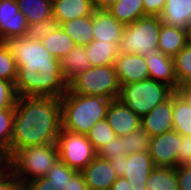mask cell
Listing matches in <instances>:
<instances>
[{
  "mask_svg": "<svg viewBox=\"0 0 191 190\" xmlns=\"http://www.w3.org/2000/svg\"><path fill=\"white\" fill-rule=\"evenodd\" d=\"M4 42L17 63L15 89L18 97H61L68 90L59 60L40 40L19 36Z\"/></svg>",
  "mask_w": 191,
  "mask_h": 190,
  "instance_id": "obj_1",
  "label": "cell"
},
{
  "mask_svg": "<svg viewBox=\"0 0 191 190\" xmlns=\"http://www.w3.org/2000/svg\"><path fill=\"white\" fill-rule=\"evenodd\" d=\"M61 128V97H18L8 160L22 148L56 143Z\"/></svg>",
  "mask_w": 191,
  "mask_h": 190,
  "instance_id": "obj_2",
  "label": "cell"
},
{
  "mask_svg": "<svg viewBox=\"0 0 191 190\" xmlns=\"http://www.w3.org/2000/svg\"><path fill=\"white\" fill-rule=\"evenodd\" d=\"M111 100L82 95L69 89L61 96L62 129L87 135L94 124L105 119Z\"/></svg>",
  "mask_w": 191,
  "mask_h": 190,
  "instance_id": "obj_3",
  "label": "cell"
},
{
  "mask_svg": "<svg viewBox=\"0 0 191 190\" xmlns=\"http://www.w3.org/2000/svg\"><path fill=\"white\" fill-rule=\"evenodd\" d=\"M59 160L56 143L37 145L18 150L5 164L24 186L43 177Z\"/></svg>",
  "mask_w": 191,
  "mask_h": 190,
  "instance_id": "obj_4",
  "label": "cell"
},
{
  "mask_svg": "<svg viewBox=\"0 0 191 190\" xmlns=\"http://www.w3.org/2000/svg\"><path fill=\"white\" fill-rule=\"evenodd\" d=\"M162 20L160 16H144L126 25L118 45L119 54L146 57L157 51Z\"/></svg>",
  "mask_w": 191,
  "mask_h": 190,
  "instance_id": "obj_5",
  "label": "cell"
},
{
  "mask_svg": "<svg viewBox=\"0 0 191 190\" xmlns=\"http://www.w3.org/2000/svg\"><path fill=\"white\" fill-rule=\"evenodd\" d=\"M173 92L174 90L165 83L148 78L121 85L118 99L142 118Z\"/></svg>",
  "mask_w": 191,
  "mask_h": 190,
  "instance_id": "obj_6",
  "label": "cell"
},
{
  "mask_svg": "<svg viewBox=\"0 0 191 190\" xmlns=\"http://www.w3.org/2000/svg\"><path fill=\"white\" fill-rule=\"evenodd\" d=\"M120 87L114 64L91 67L68 83V89L73 93L110 100L119 98Z\"/></svg>",
  "mask_w": 191,
  "mask_h": 190,
  "instance_id": "obj_7",
  "label": "cell"
},
{
  "mask_svg": "<svg viewBox=\"0 0 191 190\" xmlns=\"http://www.w3.org/2000/svg\"><path fill=\"white\" fill-rule=\"evenodd\" d=\"M59 160L71 169L81 172L97 156L87 135L66 131L61 128L57 137Z\"/></svg>",
  "mask_w": 191,
  "mask_h": 190,
  "instance_id": "obj_8",
  "label": "cell"
},
{
  "mask_svg": "<svg viewBox=\"0 0 191 190\" xmlns=\"http://www.w3.org/2000/svg\"><path fill=\"white\" fill-rule=\"evenodd\" d=\"M118 177L128 180L132 190L147 189L146 182L155 168L150 153L135 152L127 157L109 160Z\"/></svg>",
  "mask_w": 191,
  "mask_h": 190,
  "instance_id": "obj_9",
  "label": "cell"
},
{
  "mask_svg": "<svg viewBox=\"0 0 191 190\" xmlns=\"http://www.w3.org/2000/svg\"><path fill=\"white\" fill-rule=\"evenodd\" d=\"M181 136L177 131L170 130L151 138L149 153L155 167L178 166Z\"/></svg>",
  "mask_w": 191,
  "mask_h": 190,
  "instance_id": "obj_10",
  "label": "cell"
},
{
  "mask_svg": "<svg viewBox=\"0 0 191 190\" xmlns=\"http://www.w3.org/2000/svg\"><path fill=\"white\" fill-rule=\"evenodd\" d=\"M28 25L15 0H0V41L25 36Z\"/></svg>",
  "mask_w": 191,
  "mask_h": 190,
  "instance_id": "obj_11",
  "label": "cell"
},
{
  "mask_svg": "<svg viewBox=\"0 0 191 190\" xmlns=\"http://www.w3.org/2000/svg\"><path fill=\"white\" fill-rule=\"evenodd\" d=\"M116 136H126L141 128V117L128 108L120 99H112L105 117Z\"/></svg>",
  "mask_w": 191,
  "mask_h": 190,
  "instance_id": "obj_12",
  "label": "cell"
},
{
  "mask_svg": "<svg viewBox=\"0 0 191 190\" xmlns=\"http://www.w3.org/2000/svg\"><path fill=\"white\" fill-rule=\"evenodd\" d=\"M141 127L151 137L173 130V93L141 118Z\"/></svg>",
  "mask_w": 191,
  "mask_h": 190,
  "instance_id": "obj_13",
  "label": "cell"
},
{
  "mask_svg": "<svg viewBox=\"0 0 191 190\" xmlns=\"http://www.w3.org/2000/svg\"><path fill=\"white\" fill-rule=\"evenodd\" d=\"M81 173L88 190H110L118 178L110 161L98 155Z\"/></svg>",
  "mask_w": 191,
  "mask_h": 190,
  "instance_id": "obj_14",
  "label": "cell"
},
{
  "mask_svg": "<svg viewBox=\"0 0 191 190\" xmlns=\"http://www.w3.org/2000/svg\"><path fill=\"white\" fill-rule=\"evenodd\" d=\"M119 84H130L149 78L146 59L138 54H119L114 61Z\"/></svg>",
  "mask_w": 191,
  "mask_h": 190,
  "instance_id": "obj_15",
  "label": "cell"
},
{
  "mask_svg": "<svg viewBox=\"0 0 191 190\" xmlns=\"http://www.w3.org/2000/svg\"><path fill=\"white\" fill-rule=\"evenodd\" d=\"M93 38L102 42L116 43L119 45L125 25L117 21L109 10H94Z\"/></svg>",
  "mask_w": 191,
  "mask_h": 190,
  "instance_id": "obj_16",
  "label": "cell"
},
{
  "mask_svg": "<svg viewBox=\"0 0 191 190\" xmlns=\"http://www.w3.org/2000/svg\"><path fill=\"white\" fill-rule=\"evenodd\" d=\"M145 59L149 71V78L165 83L174 91L179 89V84L174 73L172 57L164 55L160 51H154L148 54Z\"/></svg>",
  "mask_w": 191,
  "mask_h": 190,
  "instance_id": "obj_17",
  "label": "cell"
},
{
  "mask_svg": "<svg viewBox=\"0 0 191 190\" xmlns=\"http://www.w3.org/2000/svg\"><path fill=\"white\" fill-rule=\"evenodd\" d=\"M92 0H56L52 3L53 18L59 23L92 15Z\"/></svg>",
  "mask_w": 191,
  "mask_h": 190,
  "instance_id": "obj_18",
  "label": "cell"
},
{
  "mask_svg": "<svg viewBox=\"0 0 191 190\" xmlns=\"http://www.w3.org/2000/svg\"><path fill=\"white\" fill-rule=\"evenodd\" d=\"M188 30L162 23L157 51L174 57L188 44Z\"/></svg>",
  "mask_w": 191,
  "mask_h": 190,
  "instance_id": "obj_19",
  "label": "cell"
},
{
  "mask_svg": "<svg viewBox=\"0 0 191 190\" xmlns=\"http://www.w3.org/2000/svg\"><path fill=\"white\" fill-rule=\"evenodd\" d=\"M59 65L60 72L67 83L92 67L87 58L85 45L80 44H75L74 48L59 60Z\"/></svg>",
  "mask_w": 191,
  "mask_h": 190,
  "instance_id": "obj_20",
  "label": "cell"
},
{
  "mask_svg": "<svg viewBox=\"0 0 191 190\" xmlns=\"http://www.w3.org/2000/svg\"><path fill=\"white\" fill-rule=\"evenodd\" d=\"M160 17L166 25L186 29L187 18H191V0H166Z\"/></svg>",
  "mask_w": 191,
  "mask_h": 190,
  "instance_id": "obj_21",
  "label": "cell"
},
{
  "mask_svg": "<svg viewBox=\"0 0 191 190\" xmlns=\"http://www.w3.org/2000/svg\"><path fill=\"white\" fill-rule=\"evenodd\" d=\"M85 48L92 67L114 64L119 55L116 43L93 40L90 44H86Z\"/></svg>",
  "mask_w": 191,
  "mask_h": 190,
  "instance_id": "obj_22",
  "label": "cell"
},
{
  "mask_svg": "<svg viewBox=\"0 0 191 190\" xmlns=\"http://www.w3.org/2000/svg\"><path fill=\"white\" fill-rule=\"evenodd\" d=\"M60 27L74 40L75 44L86 45L94 40L92 15L63 22Z\"/></svg>",
  "mask_w": 191,
  "mask_h": 190,
  "instance_id": "obj_23",
  "label": "cell"
},
{
  "mask_svg": "<svg viewBox=\"0 0 191 190\" xmlns=\"http://www.w3.org/2000/svg\"><path fill=\"white\" fill-rule=\"evenodd\" d=\"M173 130L191 137V106L177 92H173Z\"/></svg>",
  "mask_w": 191,
  "mask_h": 190,
  "instance_id": "obj_24",
  "label": "cell"
},
{
  "mask_svg": "<svg viewBox=\"0 0 191 190\" xmlns=\"http://www.w3.org/2000/svg\"><path fill=\"white\" fill-rule=\"evenodd\" d=\"M108 10L125 26L145 16L143 0H118Z\"/></svg>",
  "mask_w": 191,
  "mask_h": 190,
  "instance_id": "obj_25",
  "label": "cell"
},
{
  "mask_svg": "<svg viewBox=\"0 0 191 190\" xmlns=\"http://www.w3.org/2000/svg\"><path fill=\"white\" fill-rule=\"evenodd\" d=\"M145 190H179L176 168L155 167L148 177Z\"/></svg>",
  "mask_w": 191,
  "mask_h": 190,
  "instance_id": "obj_26",
  "label": "cell"
},
{
  "mask_svg": "<svg viewBox=\"0 0 191 190\" xmlns=\"http://www.w3.org/2000/svg\"><path fill=\"white\" fill-rule=\"evenodd\" d=\"M29 25L53 17L52 2L49 0H15Z\"/></svg>",
  "mask_w": 191,
  "mask_h": 190,
  "instance_id": "obj_27",
  "label": "cell"
},
{
  "mask_svg": "<svg viewBox=\"0 0 191 190\" xmlns=\"http://www.w3.org/2000/svg\"><path fill=\"white\" fill-rule=\"evenodd\" d=\"M47 51L60 60L75 46L74 40L59 26L54 33L40 40Z\"/></svg>",
  "mask_w": 191,
  "mask_h": 190,
  "instance_id": "obj_28",
  "label": "cell"
},
{
  "mask_svg": "<svg viewBox=\"0 0 191 190\" xmlns=\"http://www.w3.org/2000/svg\"><path fill=\"white\" fill-rule=\"evenodd\" d=\"M14 109L0 110V156L8 161V151L13 133Z\"/></svg>",
  "mask_w": 191,
  "mask_h": 190,
  "instance_id": "obj_29",
  "label": "cell"
},
{
  "mask_svg": "<svg viewBox=\"0 0 191 190\" xmlns=\"http://www.w3.org/2000/svg\"><path fill=\"white\" fill-rule=\"evenodd\" d=\"M173 65L179 88L183 87L191 80V45L187 44L173 57Z\"/></svg>",
  "mask_w": 191,
  "mask_h": 190,
  "instance_id": "obj_30",
  "label": "cell"
},
{
  "mask_svg": "<svg viewBox=\"0 0 191 190\" xmlns=\"http://www.w3.org/2000/svg\"><path fill=\"white\" fill-rule=\"evenodd\" d=\"M151 136L141 127L131 131L128 135L123 136V148L126 154L135 152H148L150 149Z\"/></svg>",
  "mask_w": 191,
  "mask_h": 190,
  "instance_id": "obj_31",
  "label": "cell"
},
{
  "mask_svg": "<svg viewBox=\"0 0 191 190\" xmlns=\"http://www.w3.org/2000/svg\"><path fill=\"white\" fill-rule=\"evenodd\" d=\"M115 132L106 119L98 121L87 134L88 140L98 152L105 144L113 141Z\"/></svg>",
  "mask_w": 191,
  "mask_h": 190,
  "instance_id": "obj_32",
  "label": "cell"
},
{
  "mask_svg": "<svg viewBox=\"0 0 191 190\" xmlns=\"http://www.w3.org/2000/svg\"><path fill=\"white\" fill-rule=\"evenodd\" d=\"M17 74V63L7 44L4 41H0V79L15 83Z\"/></svg>",
  "mask_w": 191,
  "mask_h": 190,
  "instance_id": "obj_33",
  "label": "cell"
},
{
  "mask_svg": "<svg viewBox=\"0 0 191 190\" xmlns=\"http://www.w3.org/2000/svg\"><path fill=\"white\" fill-rule=\"evenodd\" d=\"M75 172V170L71 169L61 160H58L47 172L45 177L50 179V183L54 189L64 190L68 178H70Z\"/></svg>",
  "mask_w": 191,
  "mask_h": 190,
  "instance_id": "obj_34",
  "label": "cell"
},
{
  "mask_svg": "<svg viewBox=\"0 0 191 190\" xmlns=\"http://www.w3.org/2000/svg\"><path fill=\"white\" fill-rule=\"evenodd\" d=\"M59 26V23L53 17H49L44 19L42 22L28 25L25 37L41 40L47 35L54 33Z\"/></svg>",
  "mask_w": 191,
  "mask_h": 190,
  "instance_id": "obj_35",
  "label": "cell"
},
{
  "mask_svg": "<svg viewBox=\"0 0 191 190\" xmlns=\"http://www.w3.org/2000/svg\"><path fill=\"white\" fill-rule=\"evenodd\" d=\"M97 155L107 160H116L118 157H127L126 151L123 148V136H115L113 141L105 144L97 152Z\"/></svg>",
  "mask_w": 191,
  "mask_h": 190,
  "instance_id": "obj_36",
  "label": "cell"
},
{
  "mask_svg": "<svg viewBox=\"0 0 191 190\" xmlns=\"http://www.w3.org/2000/svg\"><path fill=\"white\" fill-rule=\"evenodd\" d=\"M17 98L15 83L0 79V110L14 109Z\"/></svg>",
  "mask_w": 191,
  "mask_h": 190,
  "instance_id": "obj_37",
  "label": "cell"
},
{
  "mask_svg": "<svg viewBox=\"0 0 191 190\" xmlns=\"http://www.w3.org/2000/svg\"><path fill=\"white\" fill-rule=\"evenodd\" d=\"M22 187L20 181L6 166L0 171V190H20Z\"/></svg>",
  "mask_w": 191,
  "mask_h": 190,
  "instance_id": "obj_38",
  "label": "cell"
},
{
  "mask_svg": "<svg viewBox=\"0 0 191 190\" xmlns=\"http://www.w3.org/2000/svg\"><path fill=\"white\" fill-rule=\"evenodd\" d=\"M179 190H191V163L176 167Z\"/></svg>",
  "mask_w": 191,
  "mask_h": 190,
  "instance_id": "obj_39",
  "label": "cell"
},
{
  "mask_svg": "<svg viewBox=\"0 0 191 190\" xmlns=\"http://www.w3.org/2000/svg\"><path fill=\"white\" fill-rule=\"evenodd\" d=\"M191 163V137L181 136V147L178 153V166Z\"/></svg>",
  "mask_w": 191,
  "mask_h": 190,
  "instance_id": "obj_40",
  "label": "cell"
},
{
  "mask_svg": "<svg viewBox=\"0 0 191 190\" xmlns=\"http://www.w3.org/2000/svg\"><path fill=\"white\" fill-rule=\"evenodd\" d=\"M166 0H143L145 16H160L164 10Z\"/></svg>",
  "mask_w": 191,
  "mask_h": 190,
  "instance_id": "obj_41",
  "label": "cell"
},
{
  "mask_svg": "<svg viewBox=\"0 0 191 190\" xmlns=\"http://www.w3.org/2000/svg\"><path fill=\"white\" fill-rule=\"evenodd\" d=\"M23 187L26 190H57L51 185L50 179L45 176L35 178L27 182Z\"/></svg>",
  "mask_w": 191,
  "mask_h": 190,
  "instance_id": "obj_42",
  "label": "cell"
},
{
  "mask_svg": "<svg viewBox=\"0 0 191 190\" xmlns=\"http://www.w3.org/2000/svg\"><path fill=\"white\" fill-rule=\"evenodd\" d=\"M64 190H88L81 172H75L65 185Z\"/></svg>",
  "mask_w": 191,
  "mask_h": 190,
  "instance_id": "obj_43",
  "label": "cell"
},
{
  "mask_svg": "<svg viewBox=\"0 0 191 190\" xmlns=\"http://www.w3.org/2000/svg\"><path fill=\"white\" fill-rule=\"evenodd\" d=\"M110 190H132L127 179L124 177H118L112 184Z\"/></svg>",
  "mask_w": 191,
  "mask_h": 190,
  "instance_id": "obj_44",
  "label": "cell"
},
{
  "mask_svg": "<svg viewBox=\"0 0 191 190\" xmlns=\"http://www.w3.org/2000/svg\"><path fill=\"white\" fill-rule=\"evenodd\" d=\"M118 0H92V4L95 10H108Z\"/></svg>",
  "mask_w": 191,
  "mask_h": 190,
  "instance_id": "obj_45",
  "label": "cell"
},
{
  "mask_svg": "<svg viewBox=\"0 0 191 190\" xmlns=\"http://www.w3.org/2000/svg\"><path fill=\"white\" fill-rule=\"evenodd\" d=\"M178 93H191V80L177 90Z\"/></svg>",
  "mask_w": 191,
  "mask_h": 190,
  "instance_id": "obj_46",
  "label": "cell"
},
{
  "mask_svg": "<svg viewBox=\"0 0 191 190\" xmlns=\"http://www.w3.org/2000/svg\"><path fill=\"white\" fill-rule=\"evenodd\" d=\"M191 106V93H179Z\"/></svg>",
  "mask_w": 191,
  "mask_h": 190,
  "instance_id": "obj_47",
  "label": "cell"
},
{
  "mask_svg": "<svg viewBox=\"0 0 191 190\" xmlns=\"http://www.w3.org/2000/svg\"><path fill=\"white\" fill-rule=\"evenodd\" d=\"M6 166L5 160L0 156V171Z\"/></svg>",
  "mask_w": 191,
  "mask_h": 190,
  "instance_id": "obj_48",
  "label": "cell"
},
{
  "mask_svg": "<svg viewBox=\"0 0 191 190\" xmlns=\"http://www.w3.org/2000/svg\"><path fill=\"white\" fill-rule=\"evenodd\" d=\"M189 28H191V18H187L186 21V30H188Z\"/></svg>",
  "mask_w": 191,
  "mask_h": 190,
  "instance_id": "obj_49",
  "label": "cell"
},
{
  "mask_svg": "<svg viewBox=\"0 0 191 190\" xmlns=\"http://www.w3.org/2000/svg\"><path fill=\"white\" fill-rule=\"evenodd\" d=\"M188 44L191 45V28L188 29Z\"/></svg>",
  "mask_w": 191,
  "mask_h": 190,
  "instance_id": "obj_50",
  "label": "cell"
}]
</instances>
